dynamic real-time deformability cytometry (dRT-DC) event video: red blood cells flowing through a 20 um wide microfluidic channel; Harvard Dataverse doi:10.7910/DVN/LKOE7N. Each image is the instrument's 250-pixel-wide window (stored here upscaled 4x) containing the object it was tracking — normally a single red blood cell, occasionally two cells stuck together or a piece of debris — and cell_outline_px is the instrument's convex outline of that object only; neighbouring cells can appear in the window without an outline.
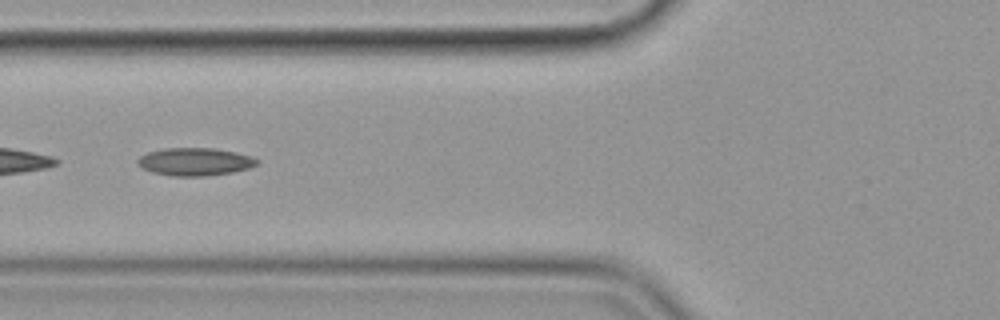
{"species": "common noctule bat (a hibernating species)", "species_latin": "Nyctalus noctula", "temperature_condition": "cold", "stored_images_in_passage": 52, "camera_frame_rate_fps": 3000, "um_per_image_px": 0.085, "animal": {"sex": "female", "body_mass_g": 19.9}, "frame": {"image": 1, "passage_image": 22, "time_ms": 7.0, "image_size_px": [1000, 320], "cell_outline_px": [[260, 160], [256, 164], [248, 168], [232, 172], [204, 176], [172, 176], [152, 172], [140, 168], [136, 164], [136, 160], [140, 156], [148, 152], [164, 148], [212, 148], [236, 152]], "centroid_in_image_um": [16.5, 13.75], "position_along_channel_um": 109.3, "area_um2": 19.31}}
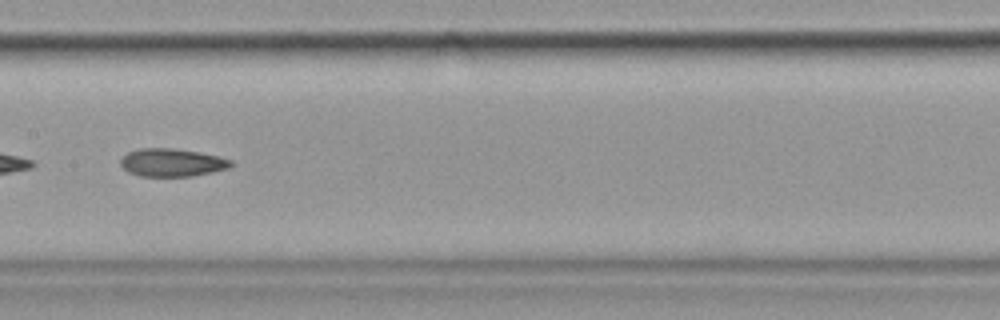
{"frame": {"image": 2, "passage_image": 29, "time_ms": 9.333, "image_size_px": [1000, 320], "cell_outline_px": [[232, 164], [228, 168], [212, 172], [192, 176], [140, 176], [128, 172], [120, 164], [120, 160], [128, 152], [140, 148], [172, 148], [200, 152], [232, 160]], "centroid_in_image_um": [14.6, 13.81], "position_along_channel_um": 192.8, "area_um2": 17.86}}
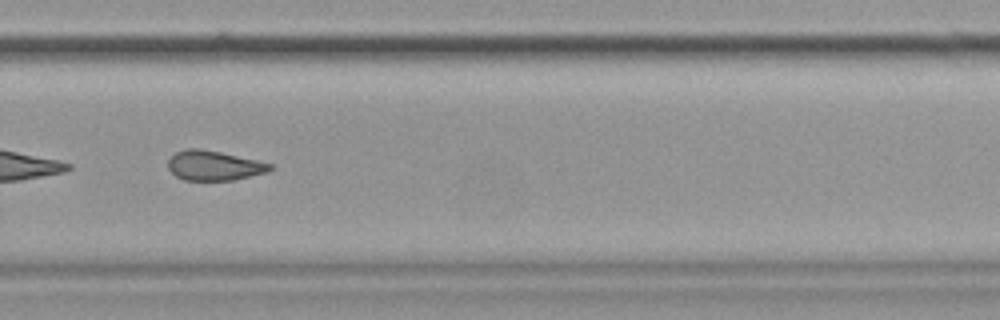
{"frame": {"image": 3, "passage_image": 39, "time_ms": 12.667, "image_size_px": [1000, 320], "cell_outline_px": [[272, 168], [268, 172], [232, 180], [184, 180], [176, 176], [168, 168], [168, 160], [176, 152], [188, 148], [200, 148], [220, 152], [256, 160], [272, 164]], "centroid_in_image_um": [18.17, 14.07], "position_along_channel_um": 311.6, "area_um2": 17.51}, "authors_computed_cell_mechanics": {"area_um2": 19.3341, "velocity_mm_per_s": 3.5815, "shape_relaxation_time_tau1_ms": null, "shape_relaxation_time_tau2_ms": 3.2105, "deformation_change_tau1": null, "deformation_change_tau2": 0.1021}}